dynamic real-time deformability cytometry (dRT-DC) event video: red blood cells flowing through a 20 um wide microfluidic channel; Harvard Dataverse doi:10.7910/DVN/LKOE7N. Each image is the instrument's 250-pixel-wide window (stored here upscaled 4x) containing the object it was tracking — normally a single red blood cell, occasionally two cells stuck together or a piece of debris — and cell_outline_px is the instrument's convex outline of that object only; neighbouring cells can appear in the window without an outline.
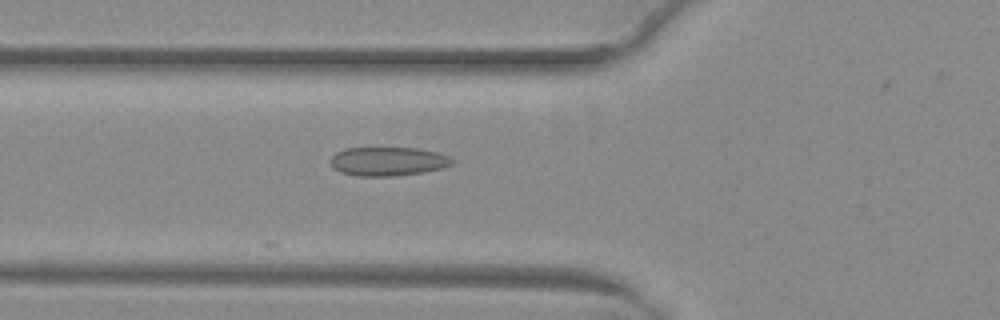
{"species": "common noctule bat (a hibernating species)", "species_latin": "Nyctalus noctula", "temperature_condition": "warm", "stored_images_in_passage": 23, "camera_frame_rate_fps": 3000, "um_per_image_px": 0.085, "animal": {"sex": "female", "body_mass_g": 29.2, "forearm_length_mm": 56.3}, "frame": {"image": 1, "passage_image": 14, "time_ms": 4.333, "image_size_px": [1000, 320], "cell_outline_px": [[456, 160], [452, 164], [444, 168], [424, 172], [396, 176], [356, 176], [340, 172], [332, 168], [328, 160], [336, 152], [348, 148], [416, 148], [436, 152], [448, 156]], "centroid_in_image_um": [32.96, 13.73], "position_along_channel_um": 92.8, "area_um2": 20.69}}
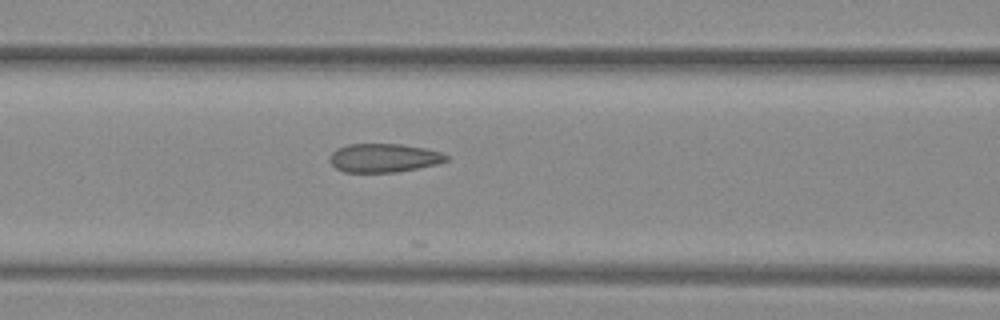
{"frame": {"image": 2, "passage_image": 17, "time_ms": 5.333, "image_size_px": [1000, 320], "cell_outline_px": [[448, 160], [436, 164], [396, 172], [344, 172], [336, 168], [328, 160], [328, 156], [336, 148], [348, 144], [400, 144], [424, 148], [440, 152], [448, 156]], "centroid_in_image_um": [32.57, 13.42], "position_along_channel_um": 134.0, "area_um2": 19.42}}
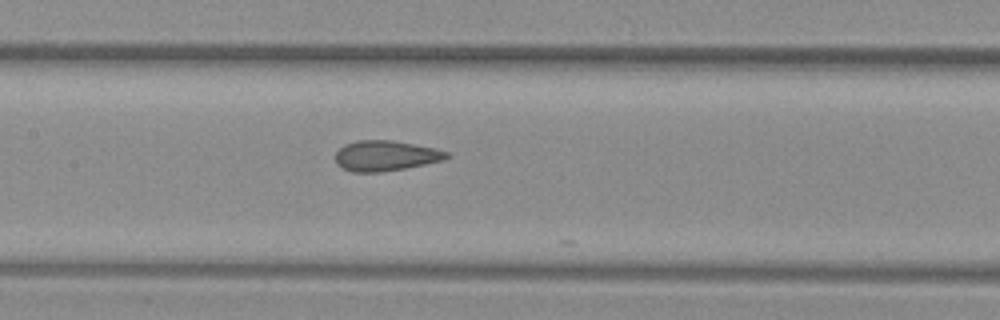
{"frame": {"image": 3, "passage_image": 20, "time_ms": 6.333, "image_size_px": [1000, 320], "cell_outline_px": [[452, 156], [444, 160], [404, 168], [380, 172], [352, 172], [336, 164], [336, 152], [344, 144], [356, 140], [392, 140], [436, 148], [448, 152]], "centroid_in_image_um": [32.79, 13.23], "position_along_channel_um": 174.6, "area_um2": 19.71}}